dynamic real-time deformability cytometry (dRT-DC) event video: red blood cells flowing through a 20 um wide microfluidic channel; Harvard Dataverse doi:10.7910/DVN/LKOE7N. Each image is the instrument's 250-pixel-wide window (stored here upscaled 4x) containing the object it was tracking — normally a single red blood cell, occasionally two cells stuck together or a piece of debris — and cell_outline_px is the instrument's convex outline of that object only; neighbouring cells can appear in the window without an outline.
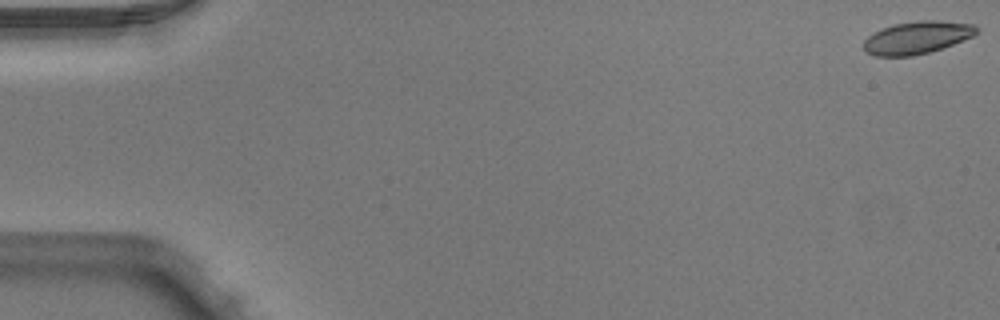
{"species": "Egyptian fruit bat (a non-hibernating species)", "species_latin": "Rousettus aegyptiacus", "temperature_condition": "warm", "stored_images_in_passage": 51, "camera_frame_rate_fps": 3000, "um_per_image_px": 0.085, "animal": {"sex": "male"}, "frame": {"image": 1, "passage_image": 1, "time_ms": 0.0, "image_size_px": [1000, 320], "cell_outline_px": [[980, 32], [972, 36], [952, 44], [928, 52], [912, 56], [872, 56], [864, 48], [864, 40], [872, 32], [896, 24], [920, 20], [940, 20], [976, 24], [980, 28]], "centroid_in_image_um": [77.98, 3.18], "position_along_channel_um": 7.0, "area_um2": 21.39}}
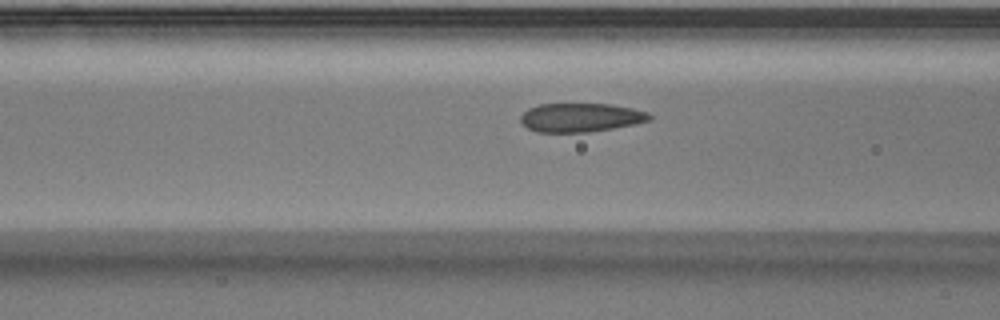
{"frame": {"image": 2, "passage_image": 21, "time_ms": 6.667, "image_size_px": [1000, 320], "cell_outline_px": [[652, 120], [612, 128], [588, 132], [536, 132], [528, 128], [520, 120], [520, 116], [528, 108], [540, 104], [612, 104], [632, 108], [648, 112], [652, 116]], "centroid_in_image_um": [49.36, 9.98], "position_along_channel_um": 117.2, "area_um2": 21.56}}
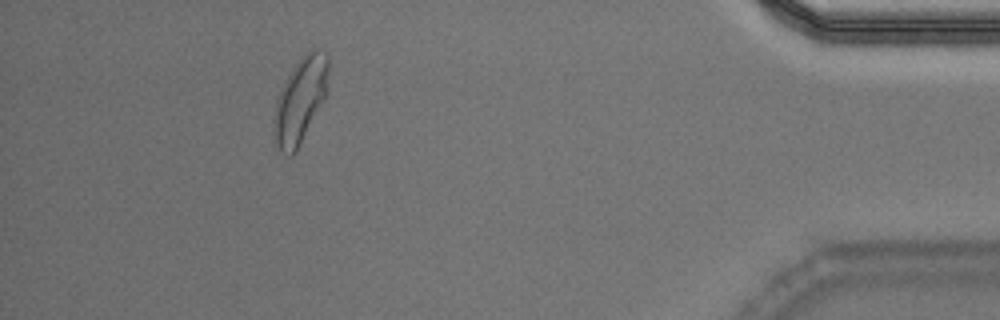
{"frame": {"image": 3, "passage_image": 47, "time_ms": 15.333, "image_size_px": [1000, 320], "cell_outline_px": [[328, 72], [324, 100], [296, 152], [292, 156], [288, 156], [280, 152], [276, 144], [272, 120], [276, 100], [292, 68], [300, 56], [304, 52], [312, 48], [316, 48], [324, 52], [328, 56]], "centroid_in_image_um": [25.5, 8.52], "position_along_channel_um": 409.7, "area_um2": 27.17}, "authors_computed_cell_mechanics": {"area_um2": 22.253, "velocity_mm_per_s": 3.9807, "shape_relaxation_time_tau1_ms": 3.4874, "shape_relaxation_time_tau2_ms": 0.9534, "deformation_change_tau1": 0.1243, "deformation_change_tau2": 0.0586}}